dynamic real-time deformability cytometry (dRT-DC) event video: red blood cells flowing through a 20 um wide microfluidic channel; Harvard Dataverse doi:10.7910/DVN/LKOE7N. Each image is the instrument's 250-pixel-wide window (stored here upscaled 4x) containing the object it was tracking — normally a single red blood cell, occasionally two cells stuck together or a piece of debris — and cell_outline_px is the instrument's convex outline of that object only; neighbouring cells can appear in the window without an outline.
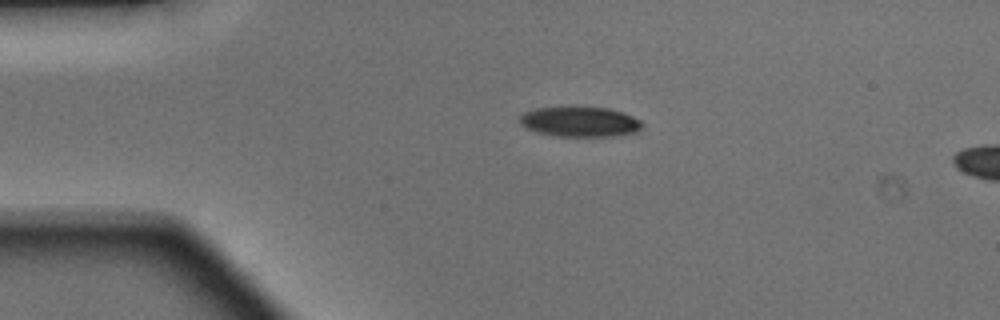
{"species": "Egyptian fruit bat (a non-hibernating species)", "species_latin": "Rousettus aegyptiacus", "temperature_condition": "warm", "stored_images_in_passage": 4, "camera_frame_rate_fps": 3000, "um_per_image_px": 0.085, "animal": {"sex": "male"}, "frame": {"image": 1, "passage_image": 1, "time_ms": 0.0, "image_size_px": [1000, 320], "cell_outline_px": [[644, 124], [636, 132], [612, 136], [556, 136], [536, 132], [524, 128], [520, 124], [520, 116], [524, 112], [536, 108], [608, 108], [624, 112], [640, 120]], "centroid_in_image_um": [49.28, 10.36], "position_along_channel_um": 35.7, "area_um2": 21.27}}